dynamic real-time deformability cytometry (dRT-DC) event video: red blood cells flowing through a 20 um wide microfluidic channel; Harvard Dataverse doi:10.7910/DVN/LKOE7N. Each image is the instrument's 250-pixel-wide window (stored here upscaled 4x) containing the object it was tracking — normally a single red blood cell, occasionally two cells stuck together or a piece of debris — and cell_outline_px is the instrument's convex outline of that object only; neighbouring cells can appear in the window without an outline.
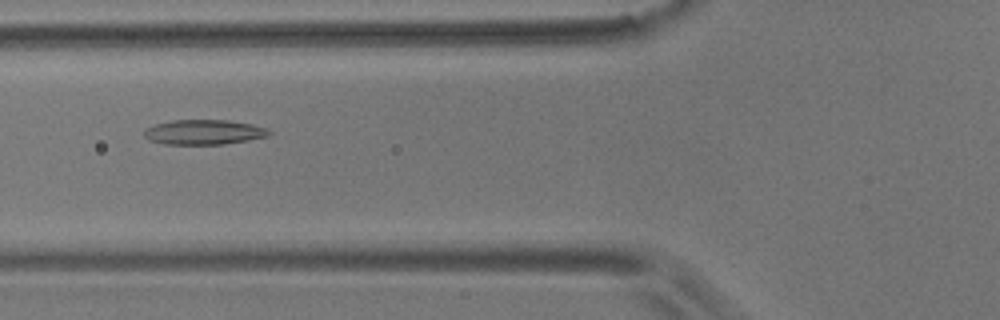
{"species": "common noctule bat (a hibernating species)", "species_latin": "Nyctalus noctula", "temperature_condition": "room temperature", "stored_images_in_passage": 38, "camera_frame_rate_fps": 3000, "um_per_image_px": 0.085, "animal": {"sex": "male", "body_mass_g": 17.9}, "frame": {"image": 1, "passage_image": 11, "time_ms": 3.333, "image_size_px": [1000, 320], "cell_outline_px": [[272, 132], [268, 136], [248, 140], [224, 144], [164, 144], [148, 140], [144, 136], [144, 132], [148, 128], [156, 124], [172, 120], [228, 120], [252, 124], [268, 128]], "centroid_in_image_um": [17.36, 11.23], "position_along_channel_um": 108.4, "area_um2": 18.09}}
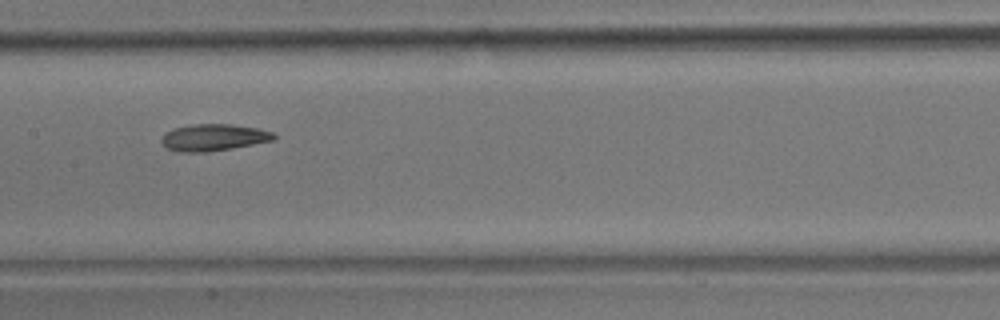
{"frame": {"image": 2, "passage_image": 18, "time_ms": 5.667, "image_size_px": [1000, 320], "cell_outline_px": [[276, 140], [232, 148], [204, 152], [180, 152], [168, 148], [160, 140], [164, 132], [172, 128], [192, 124], [228, 124], [260, 128], [272, 132], [276, 136]], "centroid_in_image_um": [18.16, 11.67], "position_along_channel_um": 189.2, "area_um2": 17.63}}
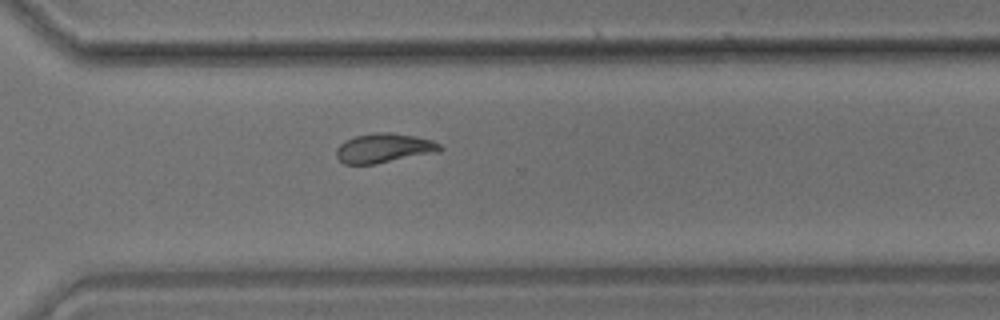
{"frame": {"image": 3, "passage_image": 31, "time_ms": 10.0, "image_size_px": [1000, 320], "cell_outline_px": [[444, 148], [440, 152], [376, 164], [344, 164], [336, 156], [336, 148], [344, 140], [356, 136], [376, 132], [388, 132], [416, 136], [432, 140], [440, 144]], "centroid_in_image_um": [32.66, 12.59], "position_along_channel_um": 337.9, "area_um2": 17.98}, "authors_computed_cell_mechanics": {"area_um2": 17.3978, "velocity_mm_per_s": 3.4482, "shape_relaxation_time_tau1_ms": null, "shape_relaxation_time_tau2_ms": 4.5694, "deformation_change_tau1": null, "deformation_change_tau2": 0.1182}}